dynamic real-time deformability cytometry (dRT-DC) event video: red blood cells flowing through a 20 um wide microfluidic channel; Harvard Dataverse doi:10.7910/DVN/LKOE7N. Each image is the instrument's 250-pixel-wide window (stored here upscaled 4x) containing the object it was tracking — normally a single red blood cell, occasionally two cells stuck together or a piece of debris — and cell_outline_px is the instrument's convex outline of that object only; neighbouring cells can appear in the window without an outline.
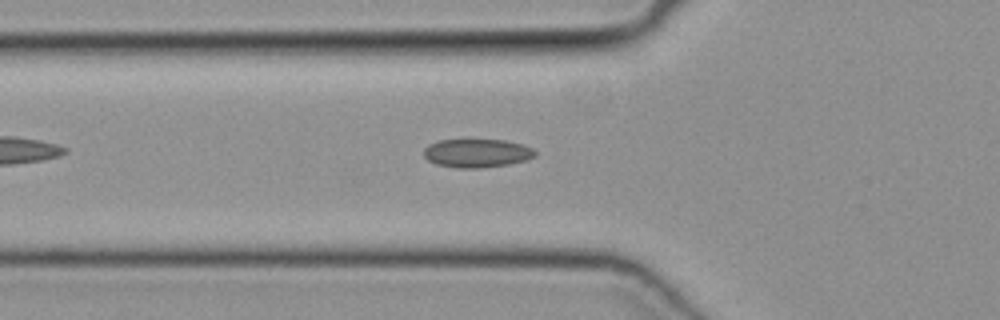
{"species": "common noctule bat (a hibernating species)", "species_latin": "Nyctalus noctula", "temperature_condition": "cold", "stored_images_in_passage": 40, "camera_frame_rate_fps": 3000, "um_per_image_px": 0.085, "animal": {"sex": "female", "body_mass_g": 19.3, "forearm_length_mm": 54.1}, "frame": {"image": 1, "passage_image": 8, "time_ms": 2.333, "image_size_px": [1000, 320], "cell_outline_px": [[536, 156], [524, 160], [508, 164], [480, 168], [456, 168], [436, 164], [428, 160], [424, 156], [424, 148], [428, 144], [440, 140], [504, 140], [520, 144], [532, 148], [536, 152]], "centroid_in_image_um": [40.5, 13.02], "position_along_channel_um": 85.3, "area_um2": 18.38}}
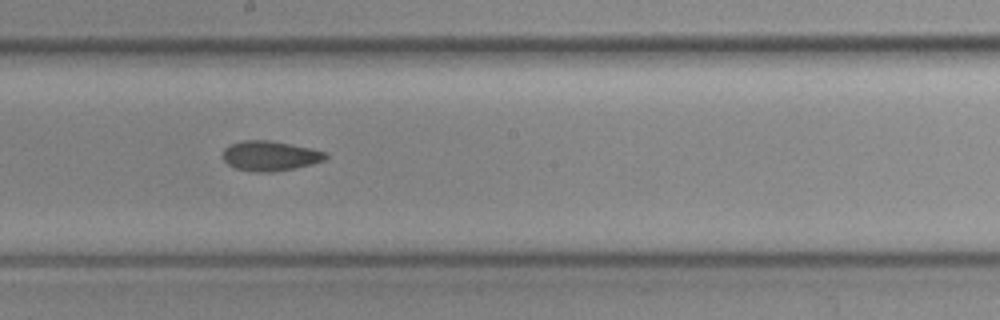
{"frame": {"image": 2, "passage_image": 18, "time_ms": 5.667, "image_size_px": [1000, 320], "cell_outline_px": [[328, 156], [324, 160], [312, 164], [296, 168], [272, 172], [252, 172], [236, 168], [228, 164], [224, 160], [224, 148], [232, 144], [244, 140], [268, 140], [308, 148], [324, 152]], "centroid_in_image_um": [22.94, 13.26], "position_along_channel_um": 225.3, "area_um2": 17.63}}
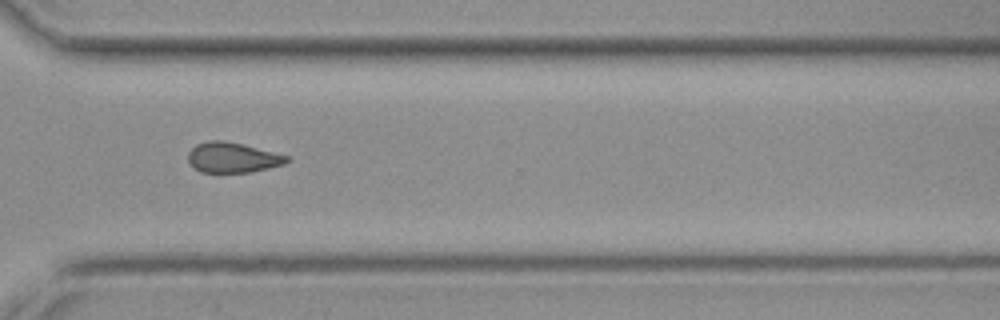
{"frame": {"image": 3, "passage_image": 27, "time_ms": 8.667, "image_size_px": [1000, 320], "cell_outline_px": [[292, 160], [284, 164], [252, 172], [200, 172], [192, 168], [188, 164], [188, 152], [196, 144], [208, 140], [224, 140], [288, 156]], "centroid_in_image_um": [19.72, 13.4], "position_along_channel_um": 350.9, "area_um2": 17.4}}